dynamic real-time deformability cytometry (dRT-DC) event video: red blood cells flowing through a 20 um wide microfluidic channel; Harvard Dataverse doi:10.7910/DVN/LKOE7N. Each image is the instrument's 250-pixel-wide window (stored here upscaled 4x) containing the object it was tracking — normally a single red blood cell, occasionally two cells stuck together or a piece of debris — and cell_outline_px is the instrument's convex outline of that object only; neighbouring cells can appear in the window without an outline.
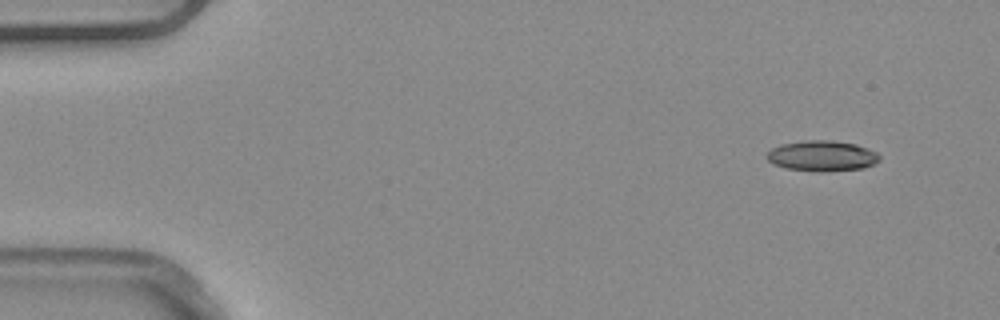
{"species": "common noctule bat (a hibernating species)", "species_latin": "Nyctalus noctula", "temperature_condition": "warm", "stored_images_in_passage": 4, "camera_frame_rate_fps": 3000, "um_per_image_px": 0.085, "animal": {"sex": "male", "body_mass_g": 20.4}, "frame": {"image": 1, "passage_image": 1, "time_ms": 0.0, "image_size_px": [1000, 320], "cell_outline_px": [[880, 160], [876, 164], [864, 168], [820, 172], [788, 168], [776, 164], [768, 160], [764, 156], [772, 148], [780, 144], [804, 140], [828, 140], [856, 144], [868, 148], [876, 152], [880, 156]], "centroid_in_image_um": [69.9, 13.24], "position_along_channel_um": 15.1, "area_um2": 20.11}}
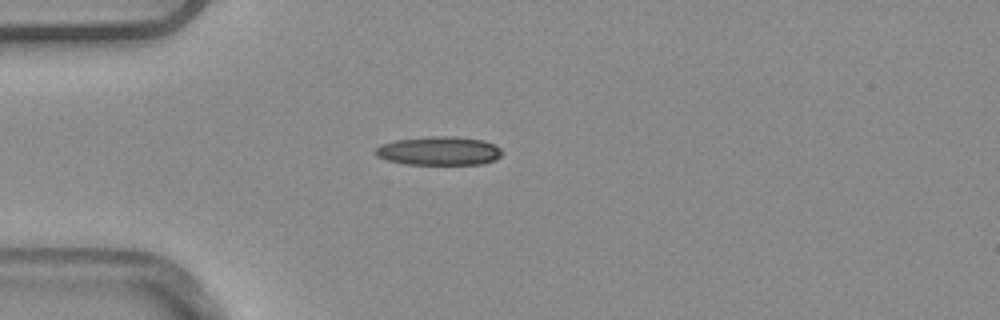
{"frame": {"image": 2, "passage_image": 4, "time_ms": 1.0, "image_size_px": [1000, 320], "cell_outline_px": [[500, 156], [496, 160], [484, 164], [404, 164], [388, 160], [376, 156], [372, 152], [380, 144], [396, 140], [428, 136], [456, 136], [484, 140], [500, 148]], "centroid_in_image_um": [37.29, 12.82], "position_along_channel_um": 47.7, "area_um2": 21.33}}